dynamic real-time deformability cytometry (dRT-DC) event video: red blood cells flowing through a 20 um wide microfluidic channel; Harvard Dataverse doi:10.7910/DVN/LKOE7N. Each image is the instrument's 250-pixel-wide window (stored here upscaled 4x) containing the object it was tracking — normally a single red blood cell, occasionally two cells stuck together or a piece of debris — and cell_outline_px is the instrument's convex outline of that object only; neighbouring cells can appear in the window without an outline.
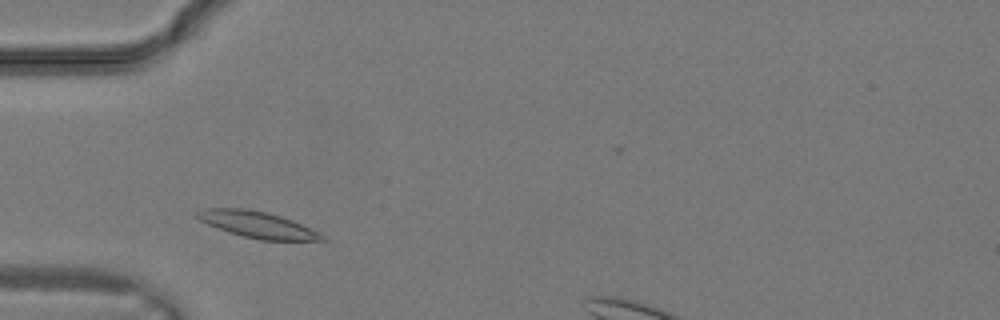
{"species": "common noctule bat (a hibernating species)", "species_latin": "Nyctalus noctula", "temperature_condition": "warm", "stored_images_in_passage": 26, "camera_frame_rate_fps": 3000, "um_per_image_px": 0.085, "animal": {"sex": "male", "body_mass_g": 19.2, "forearm_length_mm": 51.8}, "frame": {"image": 1, "passage_image": 3, "time_ms": 0.667, "image_size_px": [1000, 320], "cell_outline_px": [[328, 240], [260, 240], [228, 232], [208, 224], [200, 220], [196, 216], [196, 212], [204, 208], [244, 208], [268, 212], [292, 220], [320, 232], [328, 236]], "centroid_in_image_um": [21.92, 19.09], "position_along_channel_um": 63.1, "area_um2": 19.19}}
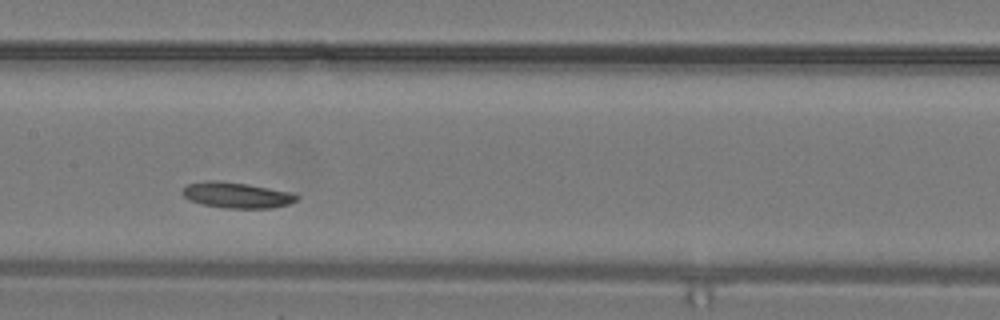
{"frame": {"image": 2, "passage_image": 9, "time_ms": 2.667, "image_size_px": [1000, 320], "cell_outline_px": [[300, 196], [296, 200], [288, 204], [272, 208], [224, 208], [204, 204], [188, 200], [180, 192], [188, 184], [204, 180], [220, 180], [248, 184], [292, 192]], "centroid_in_image_um": [20.11, 16.57], "position_along_channel_um": 187.3, "area_um2": 17.28}}
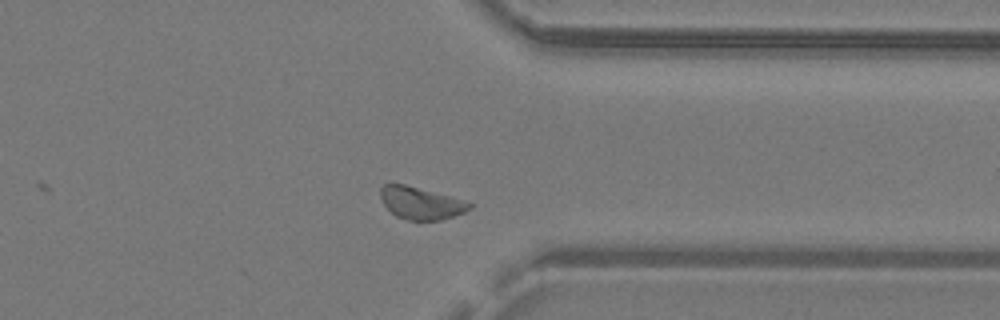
{"frame": {"image": 3, "passage_image": 18, "time_ms": 5.667, "image_size_px": [1000, 320], "cell_outline_px": [[476, 204], [472, 208], [464, 212], [440, 220], [408, 220], [396, 216], [384, 204], [380, 196], [380, 188], [384, 184], [404, 184], [468, 200]], "centroid_in_image_um": [35.84, 17.25], "position_along_channel_um": 375.6, "area_um2": 16.88}}